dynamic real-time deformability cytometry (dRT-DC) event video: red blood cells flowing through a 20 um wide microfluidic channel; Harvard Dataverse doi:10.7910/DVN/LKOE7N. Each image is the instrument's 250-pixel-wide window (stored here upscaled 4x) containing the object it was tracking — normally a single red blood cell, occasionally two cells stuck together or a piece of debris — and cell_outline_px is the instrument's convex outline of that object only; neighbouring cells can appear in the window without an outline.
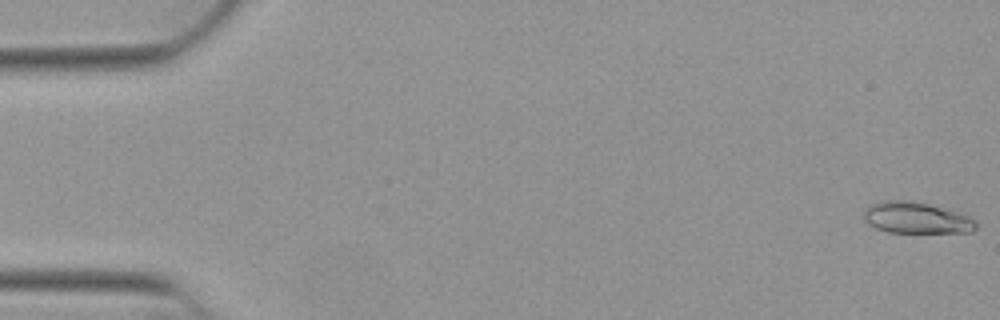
{"species": "Egyptian fruit bat (a non-hibernating species)", "species_latin": "Rousettus aegyptiacus", "temperature_condition": "warm", "stored_images_in_passage": 22, "camera_frame_rate_fps": 3000, "um_per_image_px": 0.085, "animal": {"sex": "female"}, "frame": {"image": 1, "passage_image": 1, "time_ms": 0.0, "image_size_px": [1000, 320], "cell_outline_px": [[976, 228], [972, 232], [888, 232], [876, 228], [868, 224], [864, 220], [864, 208], [868, 204], [884, 200], [908, 200], [928, 204], [968, 216], [976, 220]], "centroid_in_image_um": [77.82, 18.51], "position_along_channel_um": 7.2, "area_um2": 20.4}}
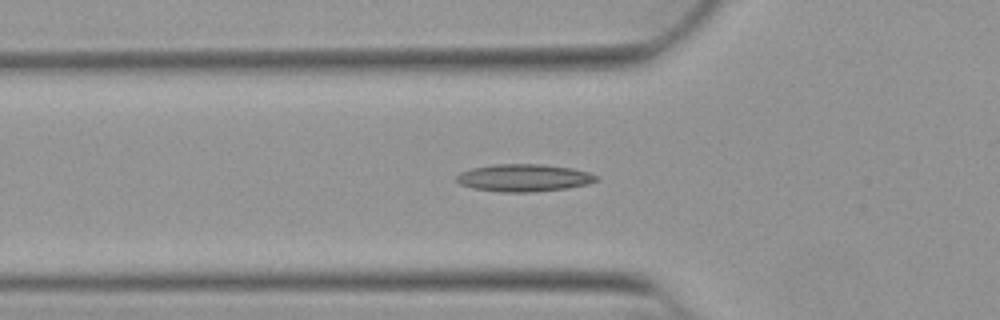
{"frame": {"image": 2, "passage_image": 18, "time_ms": 5.667, "image_size_px": [1000, 320], "cell_outline_px": [[600, 180], [588, 184], [564, 188], [532, 192], [500, 192], [472, 188], [460, 184], [456, 180], [456, 176], [460, 172], [472, 168], [492, 164], [540, 164], [572, 168], [588, 172], [600, 176]], "centroid_in_image_um": [44.53, 15.11], "position_along_channel_um": 81.3, "area_um2": 22.43}}
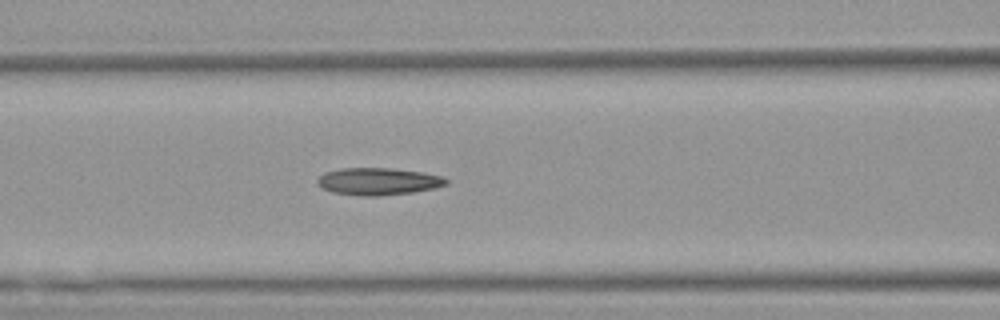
{"frame": {"image": 3, "passage_image": 22, "time_ms": 7.0, "image_size_px": [1000, 320], "cell_outline_px": [[448, 184], [436, 188], [412, 192], [376, 196], [364, 196], [332, 192], [324, 188], [316, 180], [324, 172], [340, 168], [392, 168], [424, 172], [444, 176], [448, 180]], "centroid_in_image_um": [32.2, 15.41], "position_along_channel_um": 134.4, "area_um2": 20.46}}